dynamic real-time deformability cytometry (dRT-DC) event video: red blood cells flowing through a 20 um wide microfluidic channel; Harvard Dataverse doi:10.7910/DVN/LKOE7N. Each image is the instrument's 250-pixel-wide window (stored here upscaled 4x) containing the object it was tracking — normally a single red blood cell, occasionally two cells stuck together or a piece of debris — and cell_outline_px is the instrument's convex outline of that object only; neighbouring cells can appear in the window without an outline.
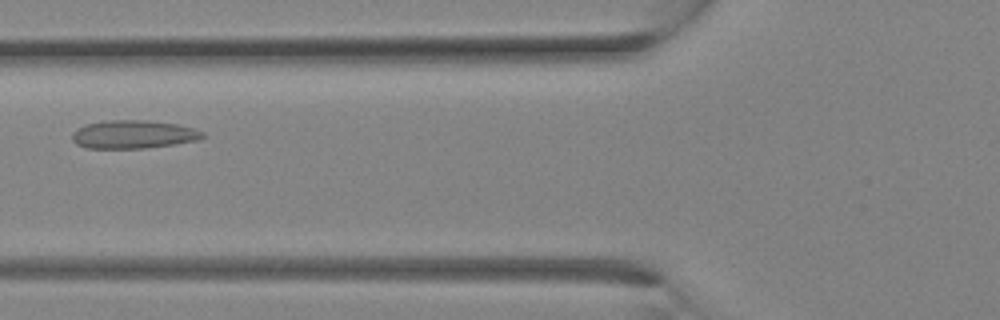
{"species": "Egyptian fruit bat (a non-hibernating species)", "species_latin": "Rousettus aegyptiacus", "temperature_condition": "room temperature", "stored_images_in_passage": 2, "camera_frame_rate_fps": 3000, "um_per_image_px": 0.085, "animal": {"sex": "female"}, "frame": {"image": 1, "passage_image": 2, "time_ms": 1.0, "image_size_px": [1000, 320], "cell_outline_px": [[204, 136], [196, 140], [172, 144], [144, 148], [84, 148], [76, 144], [72, 140], [72, 132], [76, 128], [88, 124], [108, 120], [148, 120], [180, 124], [204, 132]], "centroid_in_image_um": [11.3, 11.41], "position_along_channel_um": 114.5, "area_um2": 21.44}}